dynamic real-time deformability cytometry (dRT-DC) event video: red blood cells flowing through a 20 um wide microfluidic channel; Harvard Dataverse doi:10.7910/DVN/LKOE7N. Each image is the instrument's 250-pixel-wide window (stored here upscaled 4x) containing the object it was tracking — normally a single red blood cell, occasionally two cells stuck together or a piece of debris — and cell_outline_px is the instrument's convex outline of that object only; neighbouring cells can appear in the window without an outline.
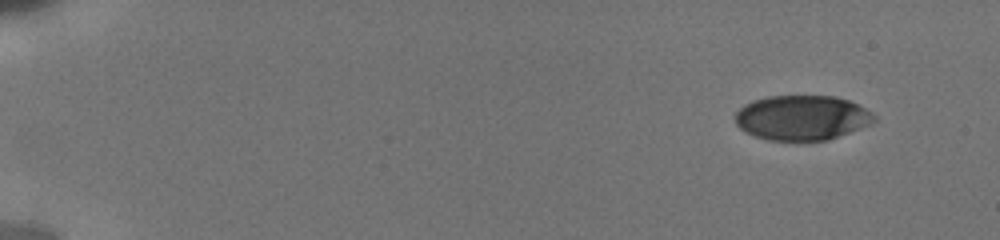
{"species": "human", "species_latin": "Homo sapiens", "temperature_condition": "cold", "stored_images_in_passage": 27, "camera_frame_rate_fps": 3000, "um_per_image_px": 0.085, "donor": {"sex": "male"}, "frame": {"image": 1, "passage_image": 1, "time_ms": 0.0, "image_size_px": [1000, 240], "cell_outline_px": [[876, 120], [872, 124], [828, 140], [768, 140], [756, 136], [740, 128], [736, 124], [736, 112], [744, 104], [752, 100], [768, 96], [832, 96], [848, 100], [872, 112], [876, 116]], "centroid_in_image_um": [68.18, 10.0], "position_along_channel_um": 16.8, "area_um2": 36.18}}
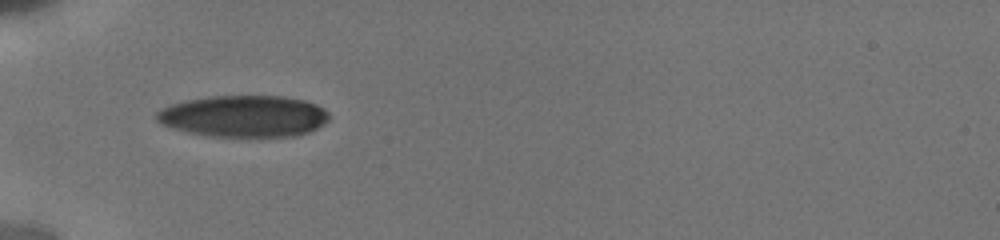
{"frame": {"image": 2, "passage_image": 21, "time_ms": 5.0, "image_size_px": [1000, 240], "cell_outline_px": [[328, 120], [324, 124], [308, 132], [296, 136], [212, 136], [188, 132], [164, 124], [156, 120], [156, 112], [172, 104], [184, 100], [212, 96], [284, 96], [304, 100], [316, 104], [324, 108], [328, 112]], "centroid_in_image_um": [20.76, 9.86], "position_along_channel_um": 64.2, "area_um2": 41.56}}
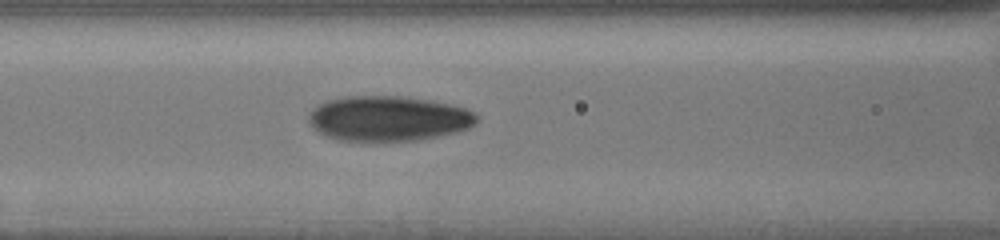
{"frame": {"image": 3, "passage_image": 27, "time_ms": 7.0, "image_size_px": [1000, 240], "cell_outline_px": [[480, 116], [476, 124], [468, 128], [456, 132], [420, 140], [340, 140], [324, 136], [312, 128], [308, 120], [308, 116], [312, 108], [316, 104], [324, 100], [348, 96], [400, 96], [432, 100], [464, 108], [476, 112]], "centroid_in_image_um": [32.99, 10.06], "position_along_channel_um": 133.6, "area_um2": 44.51}}